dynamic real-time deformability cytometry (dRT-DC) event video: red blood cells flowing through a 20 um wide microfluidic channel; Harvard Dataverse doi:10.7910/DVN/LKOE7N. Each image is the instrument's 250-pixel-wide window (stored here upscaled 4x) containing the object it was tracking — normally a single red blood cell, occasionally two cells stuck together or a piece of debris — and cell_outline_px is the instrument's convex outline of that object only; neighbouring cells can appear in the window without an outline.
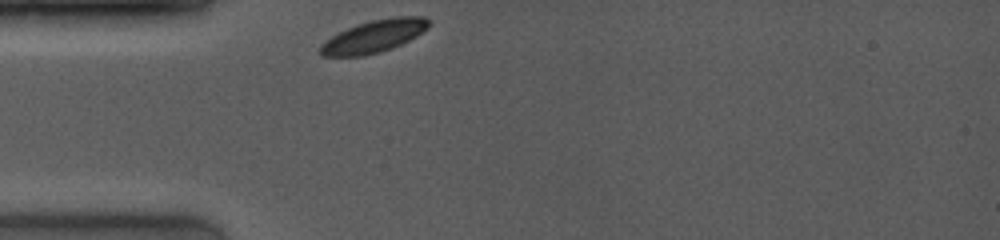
{"species": "common noctule bat (a hibernating species)", "species_latin": "Nyctalus noctula", "temperature_condition": "room temperature", "stored_images_in_passage": 37, "camera_frame_rate_fps": 4000, "um_per_image_px": 0.085, "animal": {"sex": "female", "body_mass_g": 19.0, "forearm_length_mm": 53.3}, "frame": {"image": 1, "passage_image": 1, "time_ms": 0.0, "image_size_px": [1000, 240], "cell_outline_px": [[428, 28], [416, 36], [392, 48], [380, 52], [364, 56], [320, 56], [320, 44], [332, 36], [356, 24], [372, 20], [396, 16], [424, 16], [428, 20]], "centroid_in_image_um": [31.77, 3.09], "position_along_channel_um": 53.2, "area_um2": 20.35}}
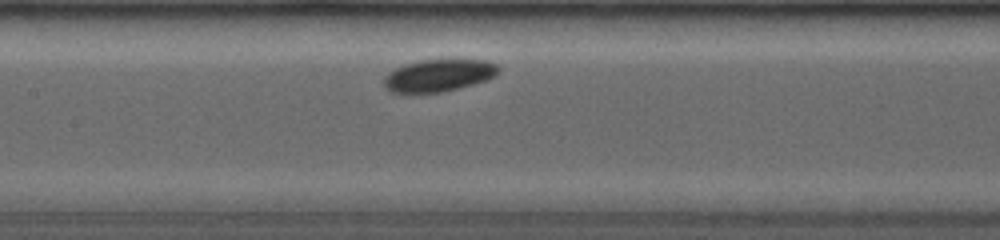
{"frame": {"image": 2, "passage_image": 13, "time_ms": 3.25, "image_size_px": [1000, 240], "cell_outline_px": [[500, 68], [492, 76], [484, 80], [472, 84], [440, 92], [388, 92], [384, 84], [384, 76], [388, 72], [404, 64], [420, 60], [484, 60], [496, 64]], "centroid_in_image_um": [37.22, 6.4], "position_along_channel_um": 170.2, "area_um2": 21.04}}
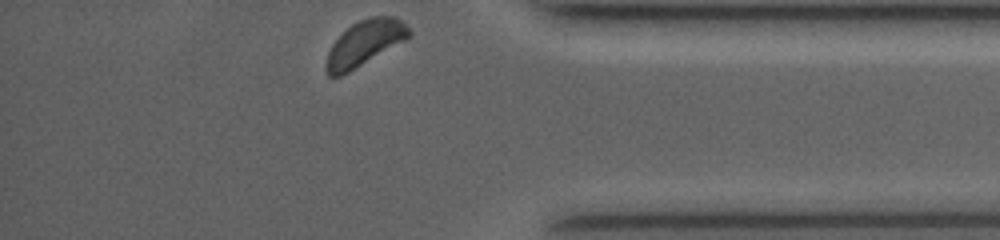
{"frame": {"image": 3, "passage_image": 37, "time_ms": 9.5, "image_size_px": [1000, 240], "cell_outline_px": [[412, 36], [348, 72], [340, 76], [328, 76], [328, 52], [332, 44], [352, 24], [368, 16], [396, 16], [412, 32]], "centroid_in_image_um": [31.05, 3.63], "position_along_channel_um": 404.2, "area_um2": 21.21}}